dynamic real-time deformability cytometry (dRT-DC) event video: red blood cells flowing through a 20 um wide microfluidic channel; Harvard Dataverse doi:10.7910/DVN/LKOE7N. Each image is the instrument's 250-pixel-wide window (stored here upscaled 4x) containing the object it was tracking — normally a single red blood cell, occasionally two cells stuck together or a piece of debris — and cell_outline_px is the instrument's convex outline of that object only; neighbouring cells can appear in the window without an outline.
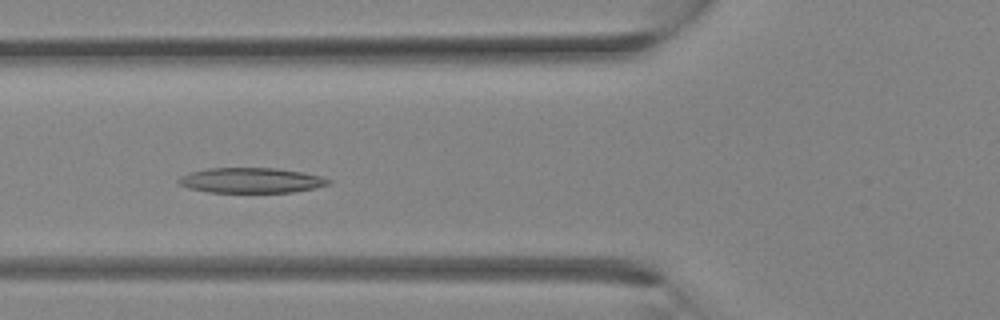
{"species": "Egyptian fruit bat (a non-hibernating species)", "species_latin": "Rousettus aegyptiacus", "temperature_condition": "room temperature", "stored_images_in_passage": 31, "camera_frame_rate_fps": 3000, "um_per_image_px": 0.085, "animal": {"sex": "female"}, "frame": {"image": 1, "passage_image": 11, "time_ms": 3.333, "image_size_px": [1000, 320], "cell_outline_px": [[332, 184], [316, 188], [292, 192], [208, 192], [188, 188], [180, 184], [176, 180], [180, 176], [188, 172], [208, 168], [276, 168], [300, 172], [320, 176], [332, 180]], "centroid_in_image_um": [21.34, 15.33], "position_along_channel_um": 104.5, "area_um2": 22.08}}
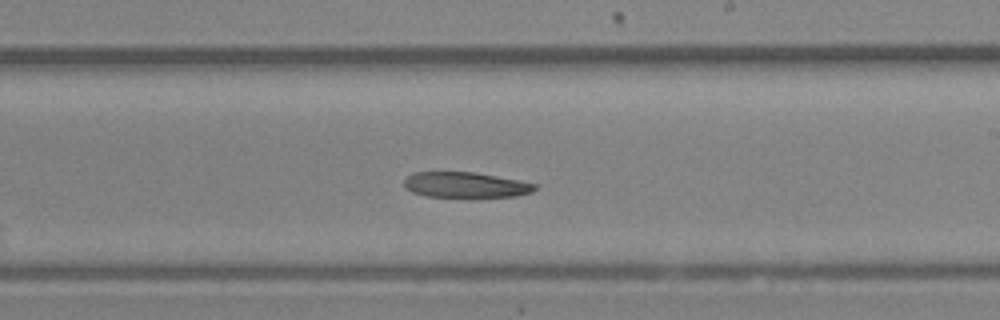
{"frame": {"image": 2, "passage_image": 18, "time_ms": 5.667, "image_size_px": [1000, 320], "cell_outline_px": [[536, 188], [532, 192], [516, 196], [472, 200], [424, 196], [412, 192], [404, 188], [404, 180], [412, 172], [476, 172], [536, 184]], "centroid_in_image_um": [39.55, 15.77], "position_along_channel_um": 249.5, "area_um2": 20.46}}
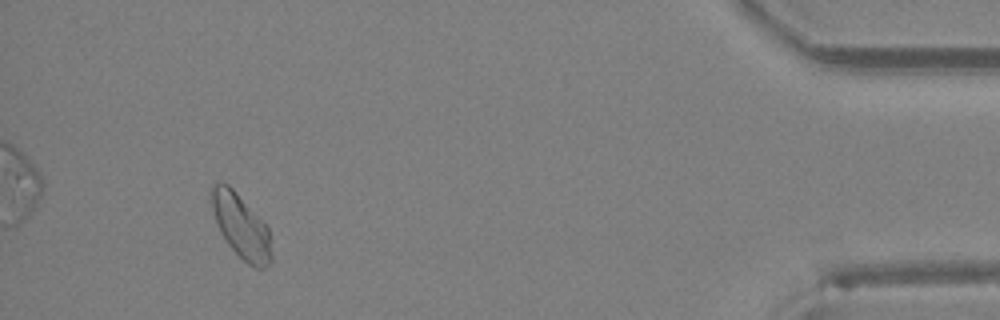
{"frame": {"image": 3, "passage_image": 29, "time_ms": 9.333, "image_size_px": [1000, 320], "cell_outline_px": [[272, 264], [264, 268], [256, 268], [248, 264], [228, 244], [220, 232], [208, 200], [208, 192], [212, 184], [216, 180], [228, 184], [236, 192], [268, 228], [272, 256]], "centroid_in_image_um": [20.43, 19.19], "position_along_channel_um": 414.8, "area_um2": 22.54}}